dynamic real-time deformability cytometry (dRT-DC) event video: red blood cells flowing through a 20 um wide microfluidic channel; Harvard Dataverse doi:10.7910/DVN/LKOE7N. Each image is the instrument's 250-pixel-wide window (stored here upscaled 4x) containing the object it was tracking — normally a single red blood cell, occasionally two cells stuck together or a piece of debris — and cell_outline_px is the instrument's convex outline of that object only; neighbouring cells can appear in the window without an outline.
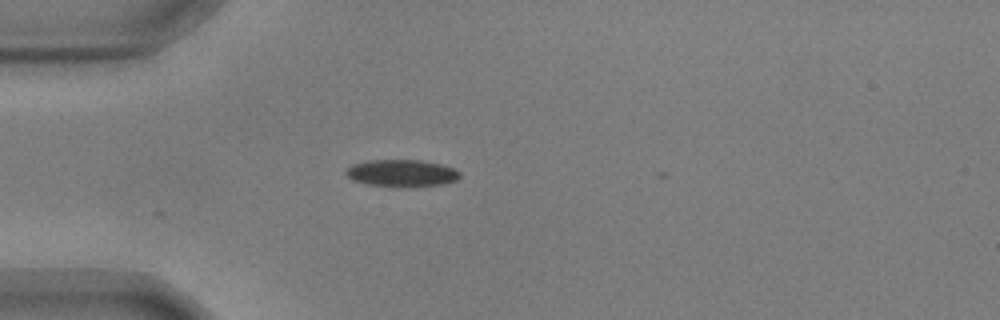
{"species": "common noctule bat (a hibernating species)", "species_latin": "Nyctalus noctula", "temperature_condition": "warm", "stored_images_in_passage": 7, "camera_frame_rate_fps": 3000, "um_per_image_px": 0.085, "animal": {"sex": "male", "body_mass_g": 17.9, "forearm_length_mm": 54.2}, "frame": {"image": 1, "passage_image": 1, "time_ms": 0.0, "image_size_px": [1000, 320], "cell_outline_px": [[460, 176], [456, 180], [444, 184], [368, 184], [352, 180], [344, 172], [352, 164], [368, 160], [420, 160], [440, 164], [452, 168], [460, 172]], "centroid_in_image_um": [34.12, 14.66], "position_along_channel_um": 50.9, "area_um2": 16.99}}